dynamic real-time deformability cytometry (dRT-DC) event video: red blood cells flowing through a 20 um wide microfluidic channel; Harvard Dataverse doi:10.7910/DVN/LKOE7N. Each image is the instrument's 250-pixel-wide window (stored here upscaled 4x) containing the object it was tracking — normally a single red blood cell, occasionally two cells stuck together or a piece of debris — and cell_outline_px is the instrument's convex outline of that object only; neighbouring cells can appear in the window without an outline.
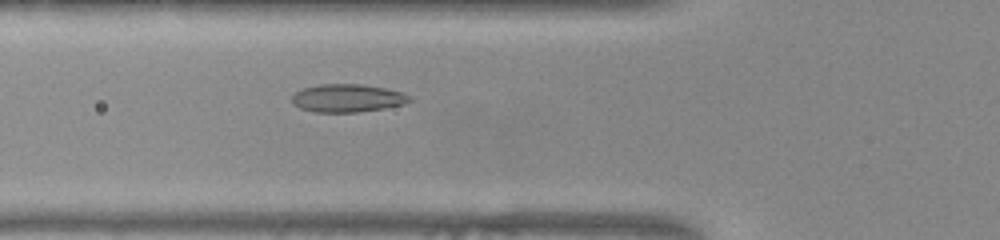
{"species": "common noctule bat (a hibernating species)", "species_latin": "Nyctalus noctula", "temperature_condition": "warm", "stored_images_in_passage": 42, "camera_frame_rate_fps": 3000, "um_per_image_px": 0.085, "animal": {"sex": "female", "body_mass_g": 22.0, "forearm_length_mm": 56.7}, "frame": {"image": 1, "passage_image": 9, "time_ms": 2.667, "image_size_px": [1000, 240], "cell_outline_px": [[412, 100], [404, 104], [384, 108], [356, 112], [316, 112], [300, 108], [292, 104], [292, 96], [296, 92], [304, 88], [320, 84], [360, 84], [384, 88], [400, 92], [408, 96]], "centroid_in_image_um": [29.5, 8.34], "position_along_channel_um": 96.3, "area_um2": 18.96}}
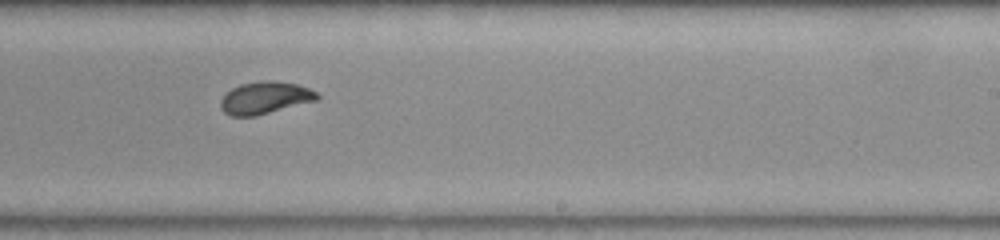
{"frame": {"image": 2, "passage_image": 22, "time_ms": 7.0, "image_size_px": [1000, 240], "cell_outline_px": [[320, 96], [316, 100], [256, 116], [232, 116], [224, 112], [220, 108], [220, 100], [232, 88], [240, 84], [268, 80], [272, 80], [296, 84], [308, 88], [316, 92]], "centroid_in_image_um": [22.5, 8.32], "position_along_channel_um": 266.5, "area_um2": 17.92}}
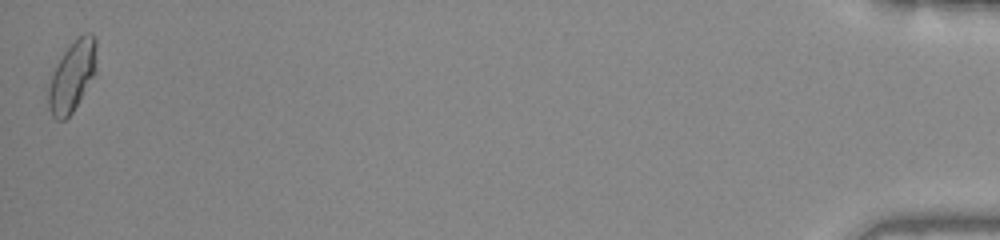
{"frame": {"image": 3, "passage_image": 42, "time_ms": 13.667, "image_size_px": [1000, 240], "cell_outline_px": [[96, 72], [72, 112], [64, 120], [56, 120], [52, 116], [48, 108], [48, 84], [52, 72], [64, 52], [84, 32], [92, 32], [96, 40]], "centroid_in_image_um": [6.13, 6.48], "position_along_channel_um": 429.1, "area_um2": 19.65}}